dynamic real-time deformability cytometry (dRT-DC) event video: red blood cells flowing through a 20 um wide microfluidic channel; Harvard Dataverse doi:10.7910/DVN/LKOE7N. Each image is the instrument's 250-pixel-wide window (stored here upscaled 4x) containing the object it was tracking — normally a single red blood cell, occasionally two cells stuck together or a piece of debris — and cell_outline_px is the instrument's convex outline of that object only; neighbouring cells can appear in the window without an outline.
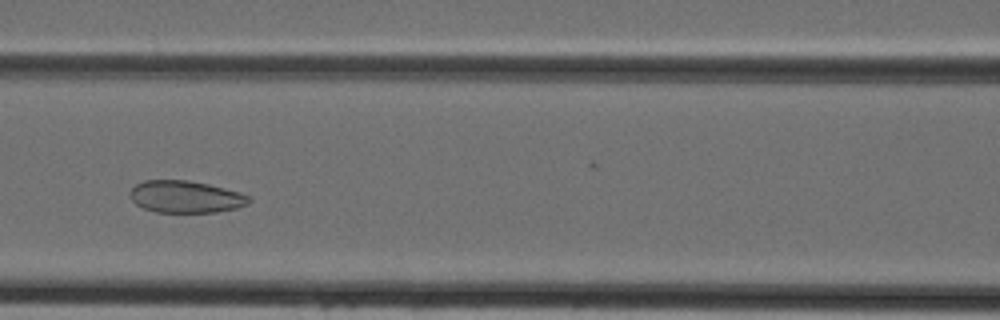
{"species": "Egyptian fruit bat (a non-hibernating species)", "species_latin": "Rousettus aegyptiacus", "temperature_condition": "cold", "stored_images_in_passage": 42, "camera_frame_rate_fps": 3000, "um_per_image_px": 0.085, "animal": {"sex": "female"}, "frame": {"image": 1, "passage_image": 17, "time_ms": 5.333, "image_size_px": [1000, 320], "cell_outline_px": [[252, 200], [248, 204], [236, 208], [216, 212], [156, 212], [144, 208], [136, 204], [132, 200], [132, 188], [136, 184], [144, 180], [188, 180], [208, 184], [240, 192], [248, 196]], "centroid_in_image_um": [15.8, 16.72], "position_along_channel_um": 150.8, "area_um2": 22.08}}
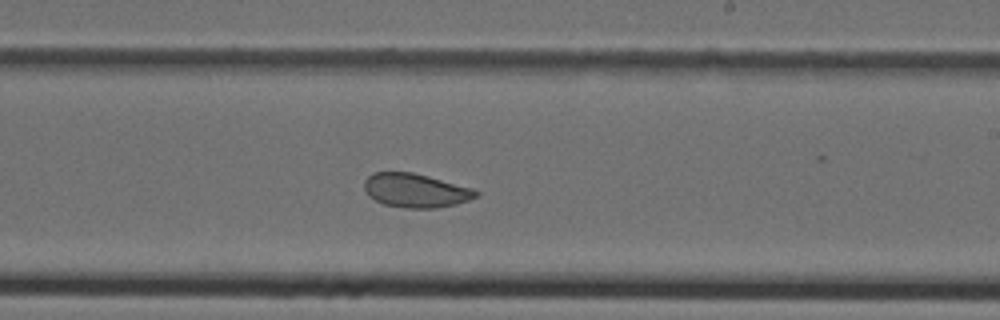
{"frame": {"image": 2, "passage_image": 24, "time_ms": 7.667, "image_size_px": [1000, 320], "cell_outline_px": [[480, 192], [476, 196], [468, 200], [456, 204], [436, 208], [404, 208], [384, 204], [368, 196], [364, 188], [364, 180], [372, 172], [412, 172], [428, 176], [472, 188]], "centroid_in_image_um": [35.3, 16.19], "position_along_channel_um": 253.7, "area_um2": 22.02}}
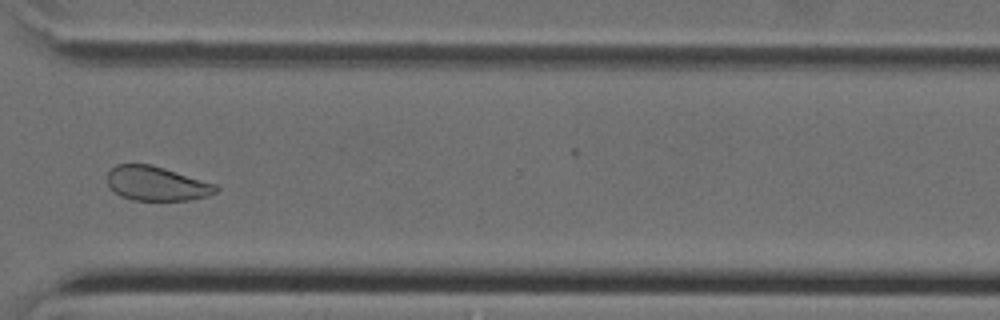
{"frame": {"image": 3, "passage_image": 31, "time_ms": 10.0, "image_size_px": [1000, 320], "cell_outline_px": [[220, 188], [216, 192], [208, 196], [188, 200], [132, 200], [120, 196], [108, 184], [108, 172], [116, 164], [152, 164], [216, 184]], "centroid_in_image_um": [13.33, 15.6], "position_along_channel_um": 357.3, "area_um2": 21.68}}